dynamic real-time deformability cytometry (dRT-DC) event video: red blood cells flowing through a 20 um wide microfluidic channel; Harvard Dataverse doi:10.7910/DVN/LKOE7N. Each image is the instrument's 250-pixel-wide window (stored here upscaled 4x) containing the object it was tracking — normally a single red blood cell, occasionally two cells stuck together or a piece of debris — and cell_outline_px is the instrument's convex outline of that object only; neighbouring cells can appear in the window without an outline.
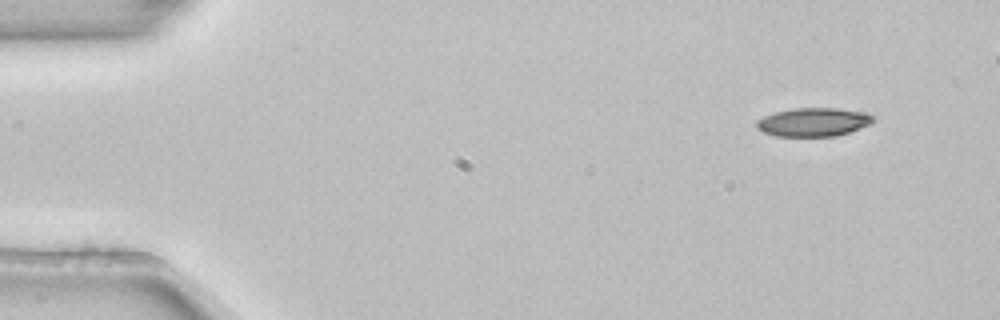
{"species": "common noctule bat (a hibernating species)", "species_latin": "Nyctalus noctula", "temperature_condition": "room temperature", "stored_images_in_passage": 4, "camera_frame_rate_fps": 3000, "um_per_image_px": 0.085, "animal": {"sex": "female", "body_mass_g": 22.7, "forearm_length_mm": 54.2}, "frame": {"image": 1, "passage_image": 1, "time_ms": 0.0, "image_size_px": [1000, 320], "cell_outline_px": [[872, 124], [836, 136], [776, 136], [764, 132], [756, 128], [756, 120], [764, 116], [776, 112], [792, 108], [836, 108], [864, 112], [872, 116]], "centroid_in_image_um": [69.11, 10.37], "position_along_channel_um": 15.9, "area_um2": 19.31}}